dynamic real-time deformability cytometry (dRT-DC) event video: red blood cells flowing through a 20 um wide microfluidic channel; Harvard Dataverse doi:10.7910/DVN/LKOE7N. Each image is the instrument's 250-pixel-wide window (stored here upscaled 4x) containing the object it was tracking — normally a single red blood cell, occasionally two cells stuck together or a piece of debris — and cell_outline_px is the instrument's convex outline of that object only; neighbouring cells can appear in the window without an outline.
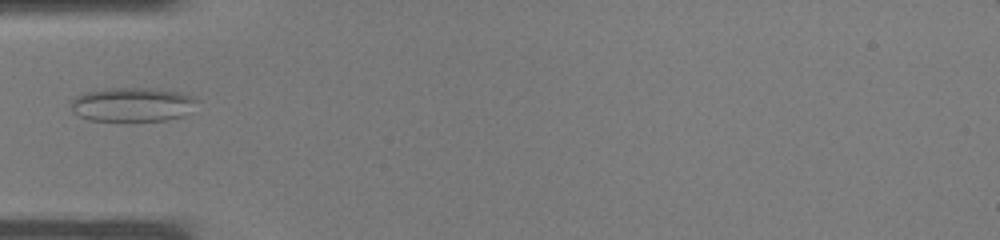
{"species": "common noctule bat (a hibernating species)", "species_latin": "Nyctalus noctula", "temperature_condition": "warm", "stored_images_in_passage": 26, "camera_frame_rate_fps": 3000, "um_per_image_px": 0.085, "animal": {"sex": "male", "body_mass_g": 19.0, "forearm_length_mm": 50.8}, "frame": {"image": 1, "passage_image": 1, "time_ms": 0.0, "image_size_px": [1000, 240], "cell_outline_px": [[200, 100], [184, 116], [168, 120], [88, 120], [72, 112], [72, 100], [76, 96], [84, 92], [108, 88], [156, 88], [180, 92], [192, 96]], "centroid_in_image_um": [11.28, 8.87], "position_along_channel_um": 73.7, "area_um2": 25.09}}
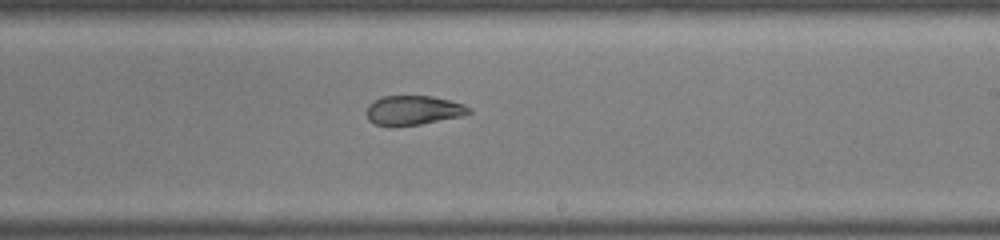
{"frame": {"image": 2, "passage_image": 11, "time_ms": 3.333, "image_size_px": [1000, 240], "cell_outline_px": [[472, 112], [460, 116], [420, 124], [396, 128], [388, 128], [376, 124], [368, 120], [368, 104], [384, 96], [432, 96], [464, 104], [472, 108]], "centroid_in_image_um": [35.12, 9.4], "position_along_channel_um": 253.9, "area_um2": 17.69}}
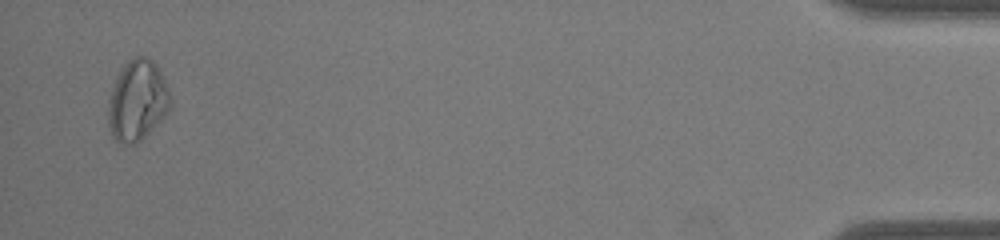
{"frame": {"image": 3, "passage_image": 25, "time_ms": 8.0, "image_size_px": [1000, 240], "cell_outline_px": [[172, 100], [168, 112], [140, 140], [132, 144], [124, 144], [116, 140], [112, 136], [108, 124], [108, 100], [112, 88], [124, 64], [128, 60], [136, 56], [144, 56], [152, 60], [156, 64], [168, 88]], "centroid_in_image_um": [11.67, 8.54], "position_along_channel_um": 423.5, "area_um2": 28.9}}